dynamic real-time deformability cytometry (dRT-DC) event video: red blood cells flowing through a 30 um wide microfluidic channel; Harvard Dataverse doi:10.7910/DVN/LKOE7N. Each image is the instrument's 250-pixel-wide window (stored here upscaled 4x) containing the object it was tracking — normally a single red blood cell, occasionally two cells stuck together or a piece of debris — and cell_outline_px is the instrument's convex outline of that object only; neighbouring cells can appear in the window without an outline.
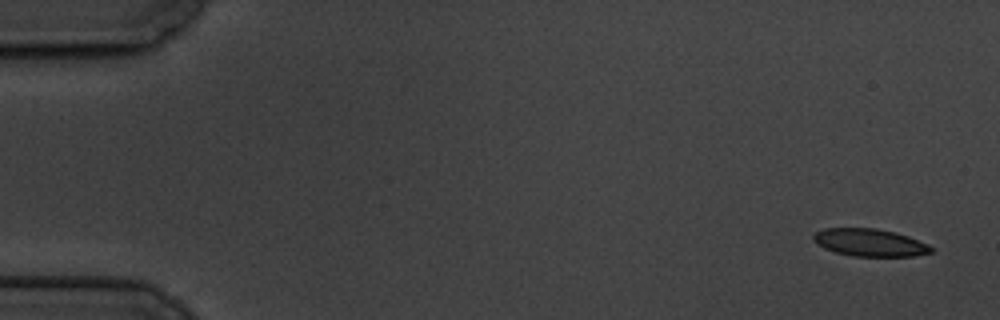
{"species": "common noctule bat (a hibernating species)", "species_latin": "Nyctalus noctula", "temperature_condition": "cold", "stored_images_in_passage": 10, "camera_frame_rate_fps": 3000, "um_per_image_px": 0.085, "animal": {"sex": "male", "body_mass_g": 19.5, "forearm_length_mm": 54.6}, "frame": {"image": 1, "passage_image": 1, "time_ms": 0.0, "image_size_px": [1000, 320], "cell_outline_px": [[932, 252], [912, 256], [852, 256], [836, 252], [824, 248], [816, 244], [812, 240], [812, 236], [816, 232], [824, 228], [876, 228], [896, 232], [908, 236], [928, 244], [932, 248]], "centroid_in_image_um": [73.9, 20.61], "position_along_channel_um": 11.1, "area_um2": 18.9}}
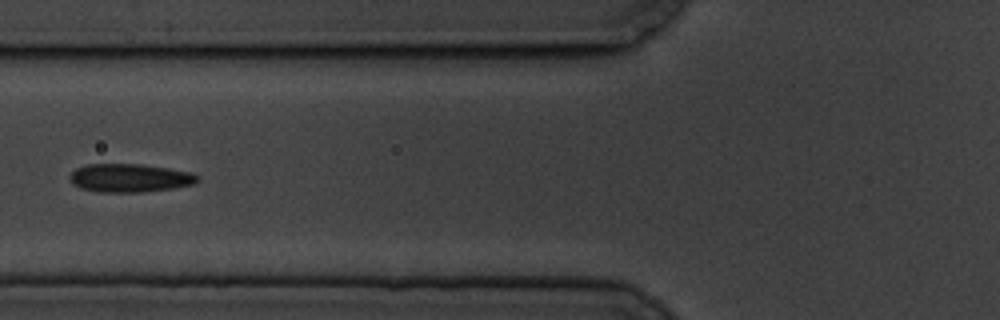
{"frame": {"image": 2, "passage_image": 6, "time_ms": 7.0, "image_size_px": [1000, 320], "cell_outline_px": [[200, 180], [196, 184], [172, 188], [140, 192], [100, 192], [80, 188], [72, 184], [68, 176], [76, 168], [88, 164], [140, 164], [168, 168], [192, 172], [200, 176]], "centroid_in_image_um": [11.05, 15.12], "position_along_channel_um": 114.8, "area_um2": 21.27}}
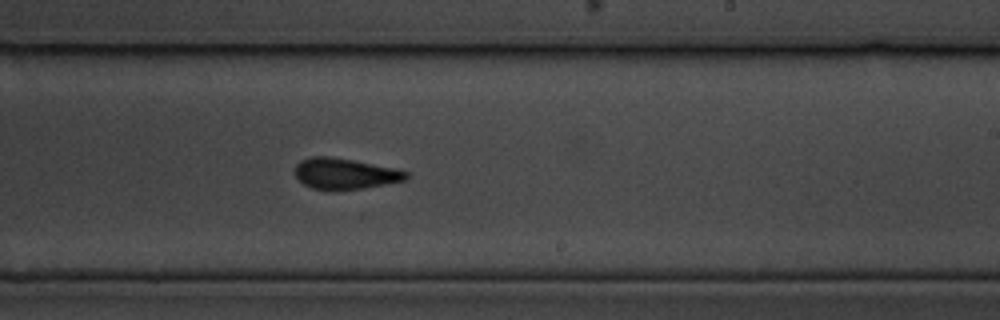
{"frame": {"image": 3, "passage_image": 10, "time_ms": 11.333, "image_size_px": [1000, 320], "cell_outline_px": [[408, 180], [364, 188], [336, 192], [332, 192], [312, 188], [304, 184], [296, 176], [296, 164], [300, 160], [312, 156], [328, 156], [352, 160], [396, 168], [408, 172]], "centroid_in_image_um": [29.33, 14.79], "position_along_channel_um": 259.7, "area_um2": 20.4}}